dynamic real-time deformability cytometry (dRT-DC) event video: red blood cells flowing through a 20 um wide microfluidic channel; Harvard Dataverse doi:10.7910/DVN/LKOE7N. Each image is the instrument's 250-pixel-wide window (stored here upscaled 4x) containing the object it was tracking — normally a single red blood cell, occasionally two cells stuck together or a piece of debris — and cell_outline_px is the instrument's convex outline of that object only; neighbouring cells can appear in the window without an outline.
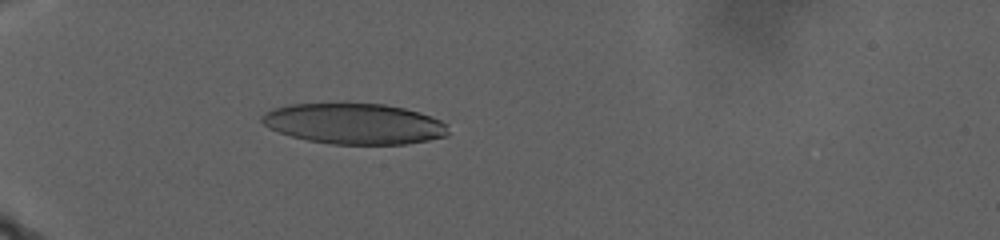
{"species": "human", "species_latin": "Homo sapiens", "temperature_condition": "warm", "stored_images_in_passage": 51, "camera_frame_rate_fps": 3000, "um_per_image_px": 0.085, "donor": {"sex": "male"}, "frame": {"image": 1, "passage_image": 16, "time_ms": 11.0, "image_size_px": [1000, 240], "cell_outline_px": [[448, 136], [428, 140], [404, 144], [332, 144], [308, 140], [292, 136], [268, 128], [260, 120], [260, 116], [264, 112], [272, 108], [288, 104], [344, 100], [348, 100], [384, 104], [404, 108], [432, 116], [448, 124]], "centroid_in_image_um": [30.07, 10.46], "position_along_channel_um": 54.9, "area_um2": 45.66}}
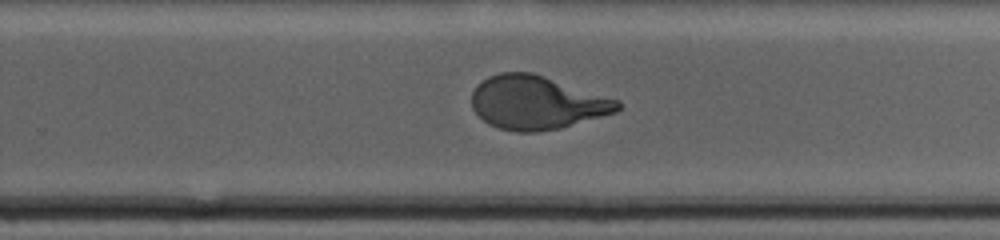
{"frame": {"image": 2, "passage_image": 34, "time_ms": 22.667, "image_size_px": [1000, 240], "cell_outline_px": [[620, 108], [616, 112], [560, 128], [536, 132], [516, 132], [500, 128], [488, 124], [472, 108], [472, 92], [476, 84], [488, 76], [500, 72], [532, 72], [620, 100]], "centroid_in_image_um": [45.61, 8.71], "position_along_channel_um": 284.2, "area_um2": 45.49}}
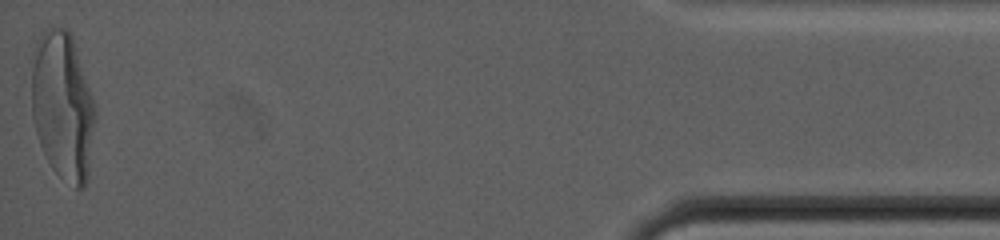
{"frame": {"image": 3, "passage_image": 51, "time_ms": 32.333, "image_size_px": [1000, 240], "cell_outline_px": [[96, 116], [88, 176], [84, 188], [76, 188], [60, 176], [52, 168], [40, 144], [36, 132], [32, 116], [32, 68], [44, 28], [68, 28], [72, 36], [96, 104]], "centroid_in_image_um": [5.37, 9.04], "position_along_channel_um": 429.8, "area_um2": 54.56}, "authors_computed_cell_mechanics": {"area_um2": 46.529, "velocity_mm_per_s": 2.2385, "shape_relaxation_time_tau1_ms": 8.9917, "shape_relaxation_time_tau2_ms": null, "deformation_change_tau1": 0.2743, "deformation_change_tau2": null}}